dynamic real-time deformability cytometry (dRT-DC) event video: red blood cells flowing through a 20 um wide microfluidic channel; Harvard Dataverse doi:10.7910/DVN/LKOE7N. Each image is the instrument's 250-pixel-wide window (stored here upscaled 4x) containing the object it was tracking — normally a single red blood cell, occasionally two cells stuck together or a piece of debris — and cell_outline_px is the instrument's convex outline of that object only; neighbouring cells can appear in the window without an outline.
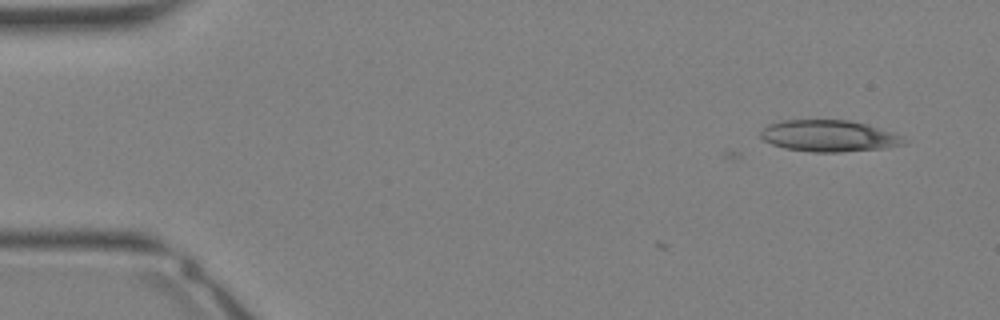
{"species": "Egyptian fruit bat (a non-hibernating species)", "species_latin": "Rousettus aegyptiacus", "temperature_condition": "warm", "stored_images_in_passage": 2, "camera_frame_rate_fps": 3000, "um_per_image_px": 0.085, "animal": {"sex": "female"}, "frame": {"image": 1, "passage_image": 2, "time_ms": 0.333, "image_size_px": [1000, 320], "cell_outline_px": [[904, 144], [880, 148], [840, 152], [812, 152], [784, 148], [772, 144], [764, 140], [760, 136], [760, 132], [768, 124], [780, 120], [848, 120], [868, 124], [896, 132], [900, 136]], "centroid_in_image_um": [70.42, 11.54], "position_along_channel_um": 14.6, "area_um2": 26.24}}